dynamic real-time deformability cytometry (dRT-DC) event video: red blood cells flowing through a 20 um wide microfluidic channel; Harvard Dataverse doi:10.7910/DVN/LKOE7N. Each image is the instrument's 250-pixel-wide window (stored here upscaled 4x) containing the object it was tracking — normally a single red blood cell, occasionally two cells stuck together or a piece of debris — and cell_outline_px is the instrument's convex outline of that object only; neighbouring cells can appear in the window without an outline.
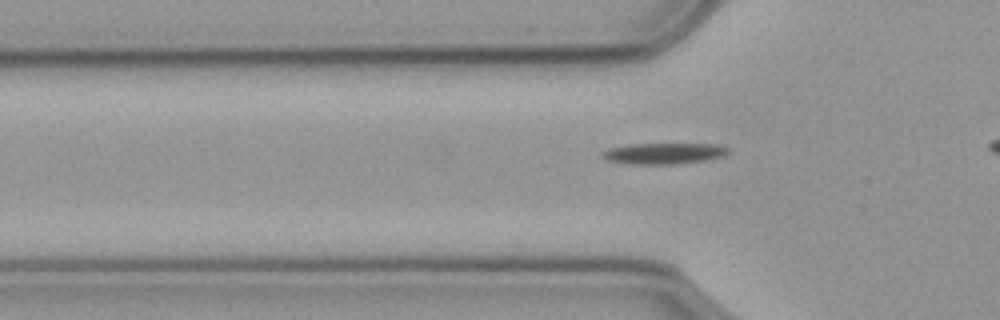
{"species": "common noctule bat (a hibernating species)", "species_latin": "Nyctalus noctula", "temperature_condition": "cold", "stored_images_in_passage": 31, "camera_frame_rate_fps": 3000, "um_per_image_px": 0.085, "animal": {"sex": "male", "body_mass_g": 23.1, "forearm_length_mm": 52.7}, "frame": {"image": 1, "passage_image": 3, "time_ms": 0.667, "image_size_px": [1000, 320], "cell_outline_px": [[732, 148], [728, 152], [720, 156], [704, 160], [676, 164], [632, 164], [608, 160], [600, 152], [608, 148], [628, 144], [716, 144]], "centroid_in_image_um": [56.42, 13.03], "position_along_channel_um": 69.4, "area_um2": 15.32}}
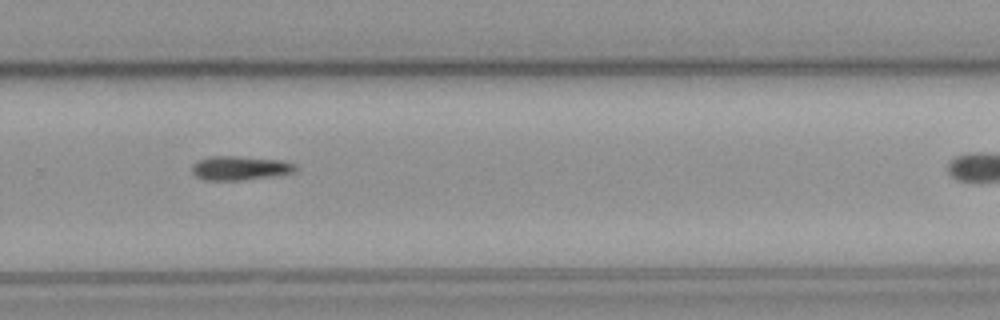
{"frame": {"image": 2, "passage_image": 23, "time_ms": 7.333, "image_size_px": [1000, 320], "cell_outline_px": [[296, 168], [292, 172], [268, 176], [240, 180], [204, 180], [196, 176], [192, 172], [192, 164], [200, 160], [212, 156], [236, 156], [280, 160], [296, 164]], "centroid_in_image_um": [20.34, 14.28], "position_along_channel_um": 309.5, "area_um2": 14.16}}
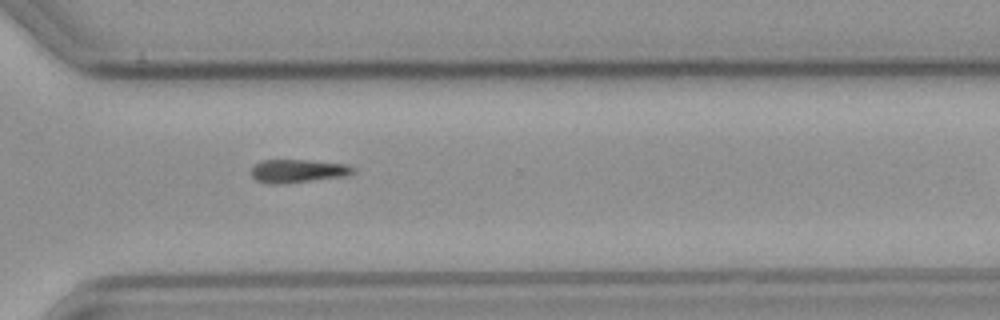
{"frame": {"image": 3, "passage_image": 26, "time_ms": 8.333, "image_size_px": [1000, 320], "cell_outline_px": [[356, 172], [348, 176], [284, 184], [268, 184], [256, 180], [252, 176], [252, 164], [260, 160], [308, 160], [348, 164], [356, 168]], "centroid_in_image_um": [25.35, 14.54], "position_along_channel_um": 345.3, "area_um2": 14.22}}